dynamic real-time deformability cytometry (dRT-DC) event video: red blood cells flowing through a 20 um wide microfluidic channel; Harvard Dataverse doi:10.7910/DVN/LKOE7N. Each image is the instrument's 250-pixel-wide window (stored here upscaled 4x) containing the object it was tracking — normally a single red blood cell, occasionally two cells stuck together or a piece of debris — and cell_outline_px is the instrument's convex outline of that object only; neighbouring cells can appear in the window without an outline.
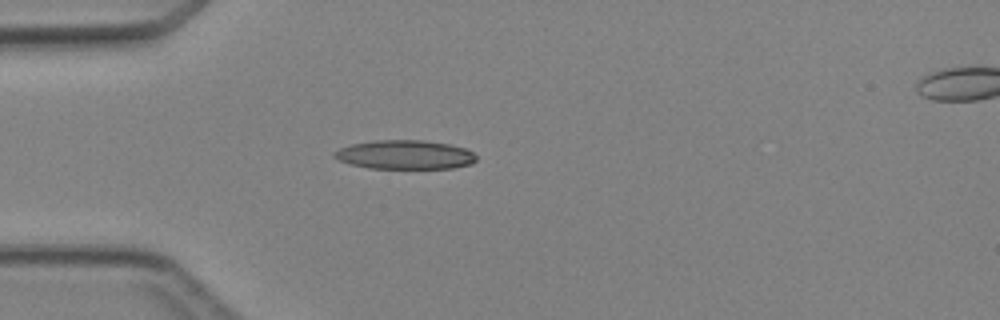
{"species": "Egyptian fruit bat (a non-hibernating species)", "species_latin": "Rousettus aegyptiacus", "temperature_condition": "cold", "stored_images_in_passage": 5, "camera_frame_rate_fps": 3000, "um_per_image_px": 0.085, "animal": {"sex": "female"}, "frame": {"image": 1, "passage_image": 4, "time_ms": 3.667, "image_size_px": [1000, 320], "cell_outline_px": [[476, 160], [472, 164], [452, 168], [368, 168], [352, 164], [340, 160], [332, 156], [332, 152], [340, 148], [352, 144], [372, 140], [424, 140], [448, 144], [464, 148], [472, 152], [476, 156]], "centroid_in_image_um": [34.41, 13.14], "position_along_channel_um": 50.6, "area_um2": 23.93}}